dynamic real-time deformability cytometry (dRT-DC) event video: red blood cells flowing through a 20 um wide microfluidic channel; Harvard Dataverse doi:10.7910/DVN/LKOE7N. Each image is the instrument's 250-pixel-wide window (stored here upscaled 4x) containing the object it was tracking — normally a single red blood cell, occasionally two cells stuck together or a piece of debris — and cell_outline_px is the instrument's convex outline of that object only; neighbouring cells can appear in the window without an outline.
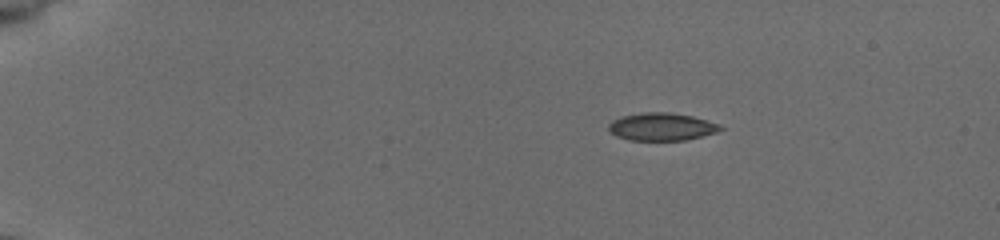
{"species": "common noctule bat (a hibernating species)", "species_latin": "Nyctalus noctula", "temperature_condition": "cold", "stored_images_in_passage": 45, "camera_frame_rate_fps": 3000, "um_per_image_px": 0.085, "animal": {"sex": "female", "body_mass_g": 19.5, "forearm_length_mm": 54.1}, "frame": {"image": 1, "passage_image": 1, "time_ms": 0.0, "image_size_px": [1000, 240], "cell_outline_px": [[724, 128], [716, 132], [684, 140], [628, 140], [616, 136], [608, 132], [608, 124], [612, 120], [620, 116], [644, 112], [668, 112], [692, 116], [708, 120], [720, 124]], "centroid_in_image_um": [56.19, 10.76], "position_along_channel_um": 28.8, "area_um2": 18.15}}
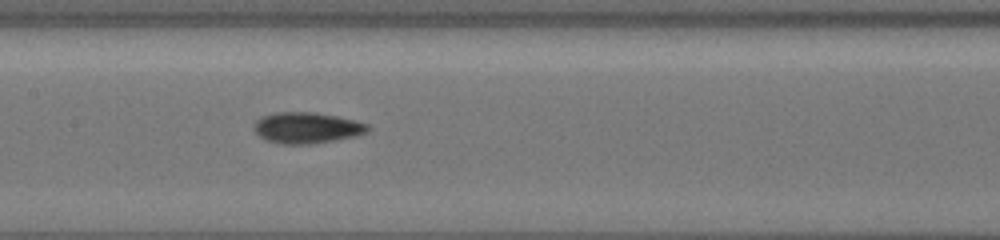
{"frame": {"image": 2, "passage_image": 20, "time_ms": 6.333, "image_size_px": [1000, 240], "cell_outline_px": [[368, 132], [352, 136], [332, 140], [308, 144], [284, 144], [268, 140], [260, 136], [256, 132], [256, 120], [264, 116], [280, 112], [308, 112], [332, 116], [352, 120], [368, 124]], "centroid_in_image_um": [26.07, 10.87], "position_along_channel_um": 181.3, "area_um2": 19.71}}
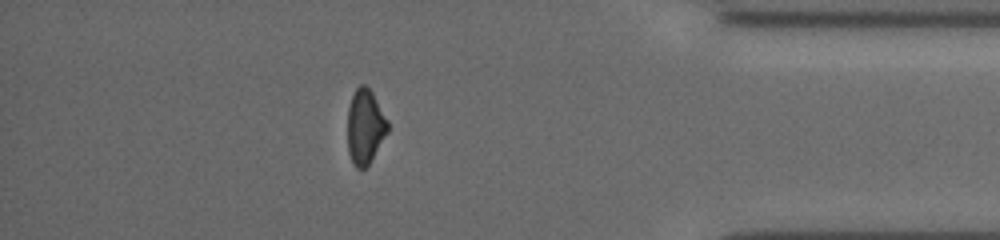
{"frame": {"image": 3, "passage_image": 39, "time_ms": 12.667, "image_size_px": [1000, 240], "cell_outline_px": [[388, 132], [368, 164], [364, 168], [356, 168], [348, 152], [348, 108], [352, 96], [356, 88], [360, 84], [364, 84], [372, 92], [388, 120]], "centroid_in_image_um": [31.03, 10.74], "position_along_channel_um": 404.2, "area_um2": 17.28}, "authors_computed_cell_mechanics": {"area_um2": 18.4382, "velocity_mm_per_s": 3.9432, "shape_relaxation_time_tau1_ms": 3.4003, "shape_relaxation_time_tau2_ms": 9.1932, "deformation_change_tau1": 0.1019, "deformation_change_tau2": 0.1484}}